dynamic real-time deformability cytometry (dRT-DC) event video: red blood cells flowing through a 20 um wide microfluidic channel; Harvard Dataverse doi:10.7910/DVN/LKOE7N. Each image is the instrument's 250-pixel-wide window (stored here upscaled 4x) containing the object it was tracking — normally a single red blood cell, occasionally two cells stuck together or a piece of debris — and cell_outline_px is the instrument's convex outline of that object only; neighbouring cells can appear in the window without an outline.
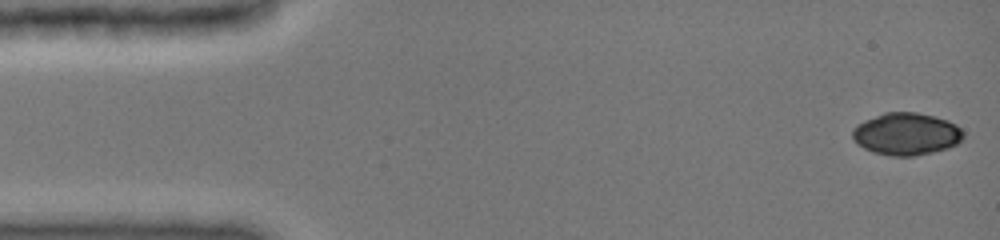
{"species": "common noctule bat (a hibernating species)", "species_latin": "Nyctalus noctula", "temperature_condition": "cold", "stored_images_in_passage": 11, "camera_frame_rate_fps": 3000, "um_per_image_px": 0.085, "animal": {"sex": "female", "body_mass_g": 19.0, "forearm_length_mm": 51.5}, "frame": {"image": 1, "passage_image": 1, "time_ms": 0.0, "image_size_px": [1000, 240], "cell_outline_px": [[964, 136], [956, 144], [948, 148], [932, 152], [912, 156], [892, 156], [872, 152], [856, 144], [852, 136], [852, 128], [856, 124], [864, 120], [884, 112], [916, 112], [936, 116], [948, 120], [956, 124], [964, 132]], "centroid_in_image_um": [77.02, 11.37], "position_along_channel_um": 8.0, "area_um2": 27.57}}
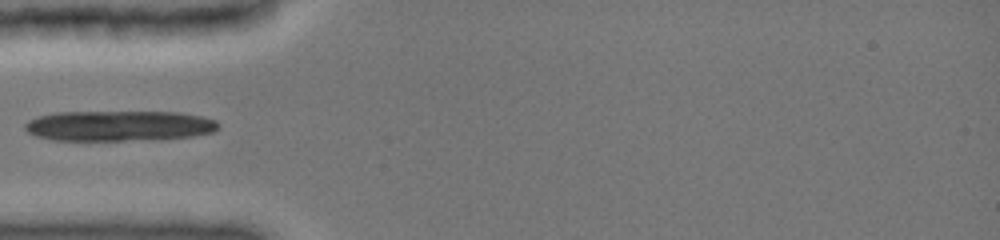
{"frame": {"image": 2, "passage_image": 7, "time_ms": 4.667, "image_size_px": [1000, 240], "cell_outline_px": [[220, 124], [216, 132], [192, 136], [160, 140], [52, 140], [36, 136], [28, 132], [24, 128], [24, 124], [28, 120], [36, 116], [56, 112], [180, 112], [204, 116], [216, 120]], "centroid_in_image_um": [10.16, 10.69], "position_along_channel_um": 74.8, "area_um2": 34.85}}
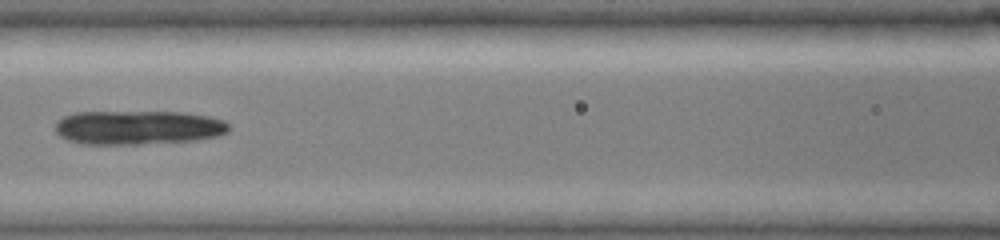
{"frame": {"image": 3, "passage_image": 10, "time_ms": 6.667, "image_size_px": [1000, 240], "cell_outline_px": [[228, 132], [216, 136], [196, 140], [140, 144], [80, 144], [68, 140], [60, 136], [56, 132], [56, 120], [64, 116], [76, 112], [180, 112], [208, 116], [224, 120], [228, 124]], "centroid_in_image_um": [11.7, 10.84], "position_along_channel_um": 154.9, "area_um2": 34.51}}